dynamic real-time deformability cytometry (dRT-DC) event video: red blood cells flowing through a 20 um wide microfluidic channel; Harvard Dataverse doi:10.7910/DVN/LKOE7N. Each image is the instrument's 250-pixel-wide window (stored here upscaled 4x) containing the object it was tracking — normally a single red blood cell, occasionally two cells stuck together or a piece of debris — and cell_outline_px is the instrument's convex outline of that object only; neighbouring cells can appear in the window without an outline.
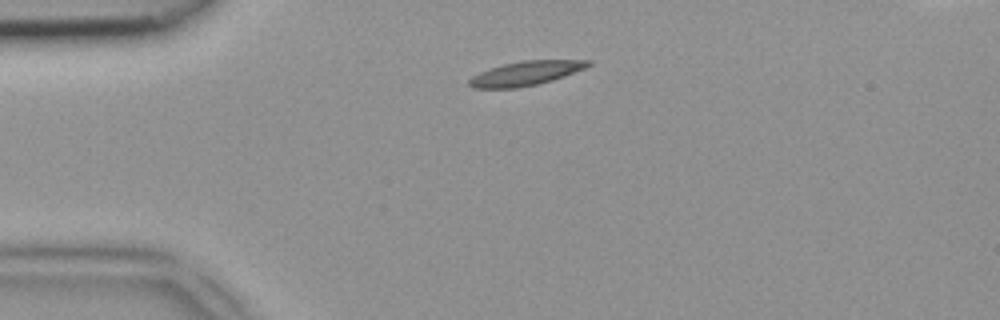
{"species": "common noctule bat (a hibernating species)", "species_latin": "Nyctalus noctula", "temperature_condition": "room temperature", "stored_images_in_passage": 37, "camera_frame_rate_fps": 3000, "um_per_image_px": 0.085, "animal": {"sex": "female", "body_mass_g": 18.4}, "frame": {"image": 1, "passage_image": 1, "time_ms": 0.0, "image_size_px": [1000, 320], "cell_outline_px": [[592, 64], [584, 68], [564, 76], [552, 80], [536, 84], [516, 88], [472, 88], [468, 84], [468, 80], [472, 76], [480, 72], [504, 64], [520, 60], [592, 60]], "centroid_in_image_um": [44.67, 6.23], "position_along_channel_um": 40.3, "area_um2": 16.65}}
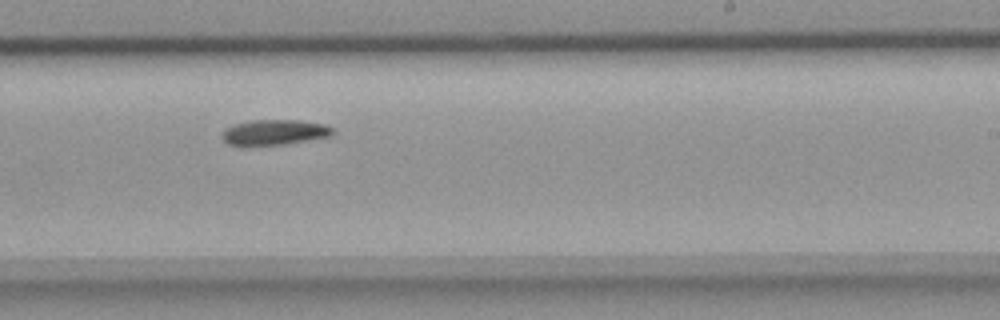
{"frame": {"image": 2, "passage_image": 19, "time_ms": 6.0, "image_size_px": [1000, 320], "cell_outline_px": [[332, 136], [284, 144], [244, 148], [240, 148], [228, 144], [220, 140], [220, 136], [224, 128], [232, 124], [252, 120], [300, 120], [324, 124], [332, 128]], "centroid_in_image_um": [23.18, 11.28], "position_along_channel_um": 265.8, "area_um2": 17.11}}
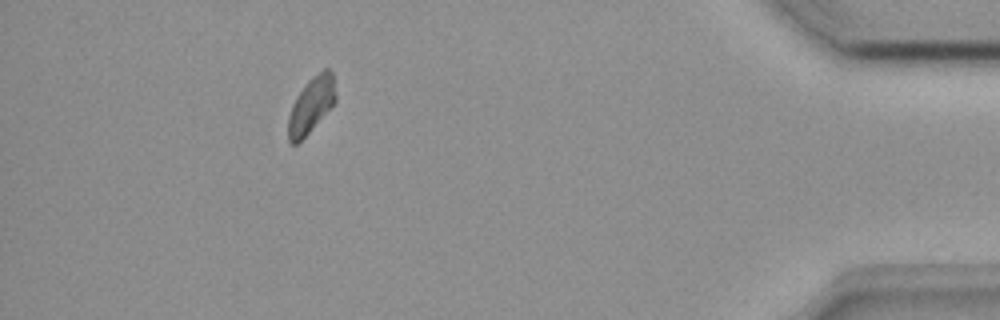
{"frame": {"image": 3, "passage_image": 33, "time_ms": 10.667, "image_size_px": [1000, 320], "cell_outline_px": [[336, 100], [308, 132], [296, 144], [292, 144], [288, 140], [288, 116], [292, 104], [296, 96], [308, 80], [312, 76], [324, 68], [328, 68], [332, 72], [336, 92]], "centroid_in_image_um": [26.44, 8.88], "position_along_channel_um": 408.8, "area_um2": 15.14}}